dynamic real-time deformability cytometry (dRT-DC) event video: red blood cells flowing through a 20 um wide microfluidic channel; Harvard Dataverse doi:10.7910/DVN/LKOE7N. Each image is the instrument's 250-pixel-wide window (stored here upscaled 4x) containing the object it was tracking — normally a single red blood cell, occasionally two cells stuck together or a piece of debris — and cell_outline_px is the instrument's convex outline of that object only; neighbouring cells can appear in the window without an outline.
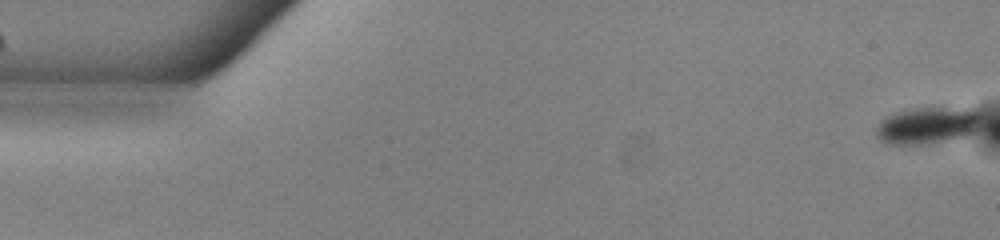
{"species": "common noctule bat (a hibernating species)", "species_latin": "Nyctalus noctula", "temperature_condition": "warm", "stored_images_in_passage": 53, "camera_frame_rate_fps": 3000, "um_per_image_px": 0.085, "animal": {"sex": "male", "body_mass_g": 13.0, "forearm_length_mm": 53.1}, "frame": {"image": 1, "passage_image": 1, "time_ms": 0.0, "image_size_px": [1000, 240], "cell_outline_px": [[980, 116], [976, 128], [972, 132], [964, 136], [924, 144], [888, 144], [880, 140], [876, 136], [876, 128], [888, 116], [896, 112], [908, 108], [964, 108], [976, 112]], "centroid_in_image_um": [78.77, 10.66], "position_along_channel_um": 6.2, "area_um2": 21.91}}
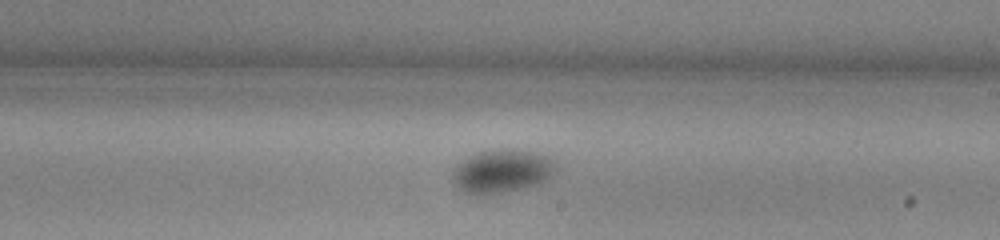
{"frame": {"image": 2, "passage_image": 31, "time_ms": 10.0, "image_size_px": [1000, 240], "cell_outline_px": [[556, 168], [544, 180], [536, 184], [524, 188], [504, 192], [480, 196], [464, 192], [452, 180], [452, 172], [456, 164], [468, 156], [476, 152], [500, 148], [516, 148], [536, 152], [552, 160], [556, 164]], "centroid_in_image_um": [42.6, 14.53], "position_along_channel_um": 246.4, "area_um2": 26.24}}
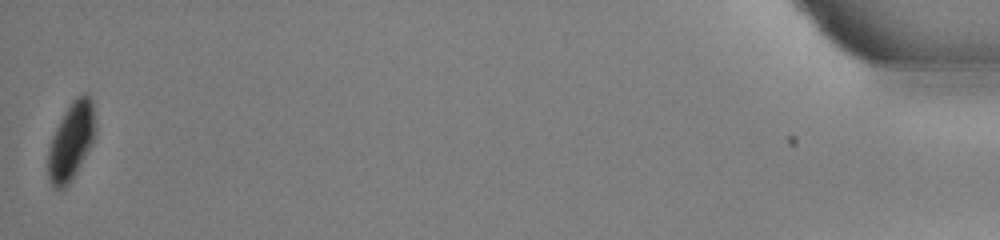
{"frame": {"image": 3, "passage_image": 53, "time_ms": 17.333, "image_size_px": [1000, 240], "cell_outline_px": [[96, 132], [76, 172], [68, 184], [64, 188], [52, 188], [48, 176], [48, 148], [52, 136], [64, 112], [72, 100], [76, 96], [84, 92], [88, 92], [92, 100], [96, 128]], "centroid_in_image_um": [6.04, 11.95], "position_along_channel_um": 429.2, "area_um2": 21.21}, "authors_computed_cell_mechanics": {"area_um2": 24.276, "velocity_mm_per_s": 3.8785, "shape_relaxation_time_tau1_ms": 3.977, "shape_relaxation_time_tau2_ms": null, "deformation_change_tau1": 0.0519, "deformation_change_tau2": null}}